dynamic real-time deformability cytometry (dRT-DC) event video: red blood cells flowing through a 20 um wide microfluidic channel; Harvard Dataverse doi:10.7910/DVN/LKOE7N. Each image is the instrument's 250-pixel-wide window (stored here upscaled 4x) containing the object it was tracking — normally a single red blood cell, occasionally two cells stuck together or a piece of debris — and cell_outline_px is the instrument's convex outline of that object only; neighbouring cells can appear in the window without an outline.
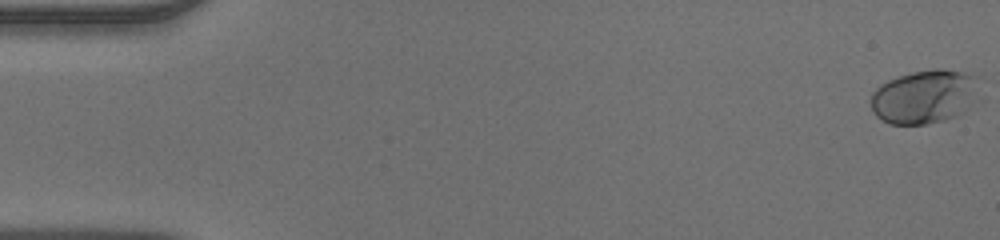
{"species": "human", "species_latin": "Homo sapiens", "temperature_condition": "warm", "stored_images_in_passage": 50, "camera_frame_rate_fps": 3000, "um_per_image_px": 0.085, "donor": {"sex": "male"}, "frame": {"image": 1, "passage_image": 1, "time_ms": 0.0, "image_size_px": [1000, 240], "cell_outline_px": [[984, 100], [964, 112], [956, 116], [944, 120], [928, 124], [888, 124], [876, 116], [872, 112], [872, 92], [880, 84], [888, 80], [912, 72], [932, 68], [940, 68], [964, 72], [972, 76]], "centroid_in_image_um": [78.65, 8.23], "position_along_channel_um": 6.4, "area_um2": 34.68}}
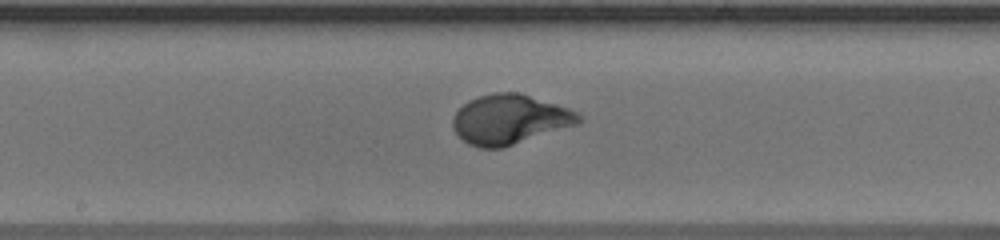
{"frame": {"image": 2, "passage_image": 27, "time_ms": 8.667, "image_size_px": [1000, 240], "cell_outline_px": [[584, 120], [580, 124], [504, 148], [480, 148], [468, 144], [452, 128], [452, 116], [468, 100], [492, 92], [520, 92], [568, 108], [584, 116]], "centroid_in_image_um": [43.36, 10.16], "position_along_channel_um": 204.8, "area_um2": 36.88}}
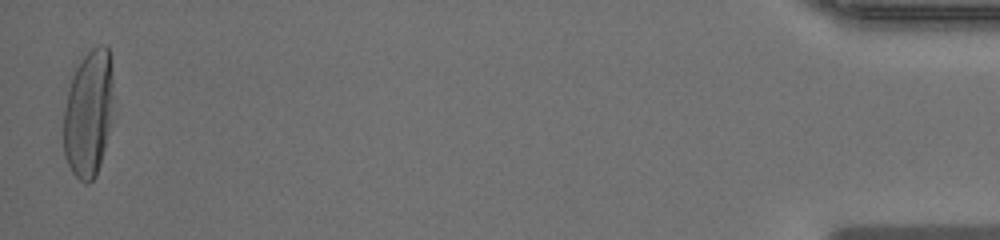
{"frame": {"image": 3, "passage_image": 50, "time_ms": 16.333, "image_size_px": [1000, 240], "cell_outline_px": [[112, 120], [100, 164], [96, 176], [88, 184], [84, 184], [72, 172], [64, 156], [64, 108], [68, 88], [72, 76], [76, 68], [84, 56], [92, 48], [100, 44], [104, 44], [108, 48], [112, 80]], "centroid_in_image_um": [7.52, 9.67], "position_along_channel_um": 427.7, "area_um2": 36.88}}